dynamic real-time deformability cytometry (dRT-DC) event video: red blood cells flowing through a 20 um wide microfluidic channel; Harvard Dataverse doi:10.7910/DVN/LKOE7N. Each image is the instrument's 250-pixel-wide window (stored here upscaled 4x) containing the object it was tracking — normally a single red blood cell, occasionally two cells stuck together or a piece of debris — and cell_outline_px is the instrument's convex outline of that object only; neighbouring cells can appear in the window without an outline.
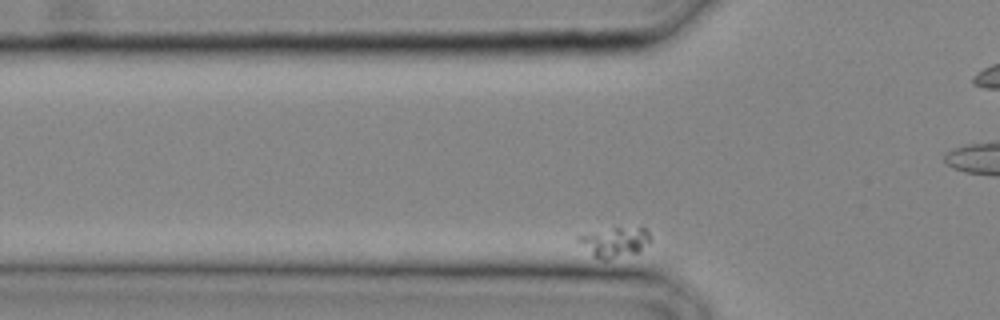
{"species": "common noctule bat (a hibernating species)", "species_latin": "Nyctalus noctula", "temperature_condition": "cold", "stored_images_in_passage": 25, "camera_frame_rate_fps": 3000, "um_per_image_px": 0.085, "animal": {"sex": "male", "body_mass_g": 20.4}, "frame": {"image": 1, "passage_image": 4, "time_ms": 1.0, "image_size_px": [1000, 320], "cell_outline_px": [[652, 240], [640, 252], [608, 260], [600, 260], [576, 240], [576, 236], [612, 228], [640, 224], [648, 228]], "centroid_in_image_um": [52.38, 20.53], "position_along_channel_um": 73.4, "area_um2": 13.01}}